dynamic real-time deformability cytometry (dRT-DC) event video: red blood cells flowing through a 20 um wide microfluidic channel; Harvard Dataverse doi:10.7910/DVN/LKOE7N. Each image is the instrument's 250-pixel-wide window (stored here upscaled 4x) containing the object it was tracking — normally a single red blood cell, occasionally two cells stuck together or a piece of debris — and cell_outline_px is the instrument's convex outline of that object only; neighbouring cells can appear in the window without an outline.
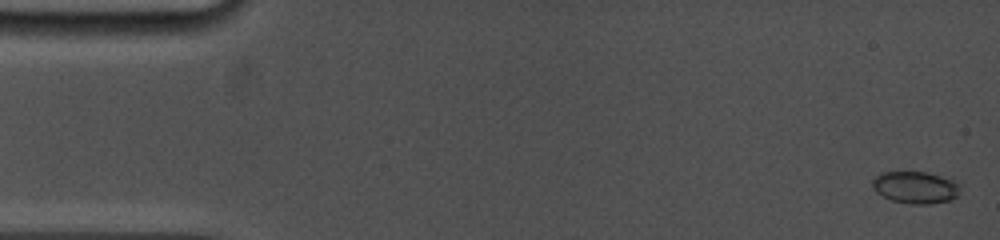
{"species": "common noctule bat (a hibernating species)", "species_latin": "Nyctalus noctula", "temperature_condition": "cold", "stored_images_in_passage": 10, "camera_frame_rate_fps": 5000, "um_per_image_px": 0.085, "animal": {"sex": "female", "body_mass_g": 19.0, "forearm_length_mm": 53.3}, "frame": {"image": 1, "passage_image": 1, "time_ms": 0.0, "image_size_px": [1000, 240], "cell_outline_px": [[960, 192], [952, 200], [928, 204], [912, 204], [892, 200], [876, 192], [872, 188], [872, 180], [880, 172], [924, 172], [952, 176], [960, 184]], "centroid_in_image_um": [77.88, 15.91], "position_along_channel_um": 7.1, "area_um2": 16.82}}
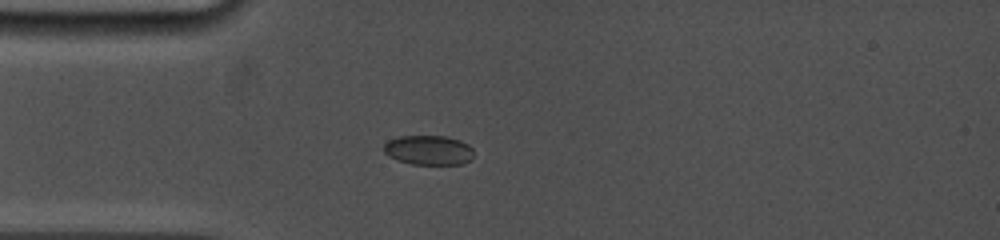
{"frame": {"image": 2, "passage_image": 6, "time_ms": 4.2, "image_size_px": [1000, 240], "cell_outline_px": [[472, 160], [464, 164], [412, 164], [400, 160], [384, 152], [384, 144], [388, 140], [400, 136], [444, 136], [460, 140], [468, 144], [472, 148]], "centroid_in_image_um": [36.47, 12.75], "position_along_channel_um": 48.5, "area_um2": 15.37}}
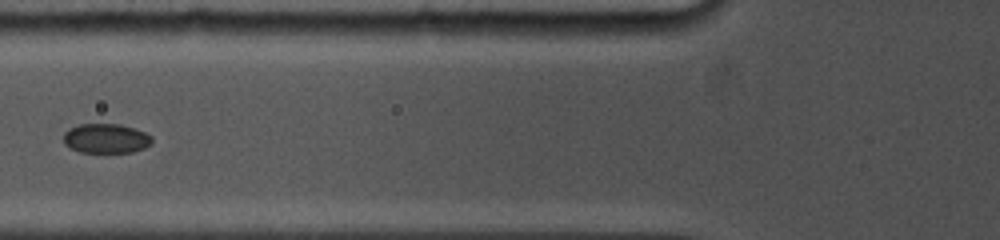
{"frame": {"image": 3, "passage_image": 9, "time_ms": 6.2, "image_size_px": [1000, 240], "cell_outline_px": [[152, 144], [144, 148], [132, 152], [80, 152], [64, 144], [64, 132], [68, 128], [80, 124], [120, 124], [144, 132], [152, 136]], "centroid_in_image_um": [9.01, 11.76], "position_along_channel_um": 116.8, "area_um2": 15.2}}